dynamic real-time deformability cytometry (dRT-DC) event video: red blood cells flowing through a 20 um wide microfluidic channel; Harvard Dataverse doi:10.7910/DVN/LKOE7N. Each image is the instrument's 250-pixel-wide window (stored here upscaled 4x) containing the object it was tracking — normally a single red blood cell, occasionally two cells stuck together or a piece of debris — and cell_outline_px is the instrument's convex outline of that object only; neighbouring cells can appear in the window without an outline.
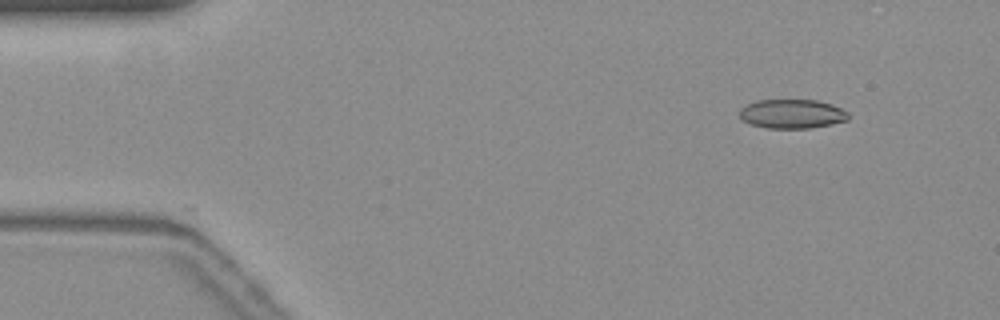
{"species": "common noctule bat (a hibernating species)", "species_latin": "Nyctalus noctula", "temperature_condition": "warm", "stored_images_in_passage": 11, "camera_frame_rate_fps": 3000, "um_per_image_px": 0.085, "animal": {"sex": "female", "body_mass_g": 19.3, "forearm_length_mm": 54.1}, "frame": {"image": 1, "passage_image": 1, "time_ms": 0.0, "image_size_px": [1000, 320], "cell_outline_px": [[848, 120], [808, 128], [768, 128], [752, 124], [744, 120], [740, 116], [740, 108], [756, 100], [816, 100], [832, 104], [848, 112]], "centroid_in_image_um": [67.32, 9.67], "position_along_channel_um": 17.7, "area_um2": 18.21}}